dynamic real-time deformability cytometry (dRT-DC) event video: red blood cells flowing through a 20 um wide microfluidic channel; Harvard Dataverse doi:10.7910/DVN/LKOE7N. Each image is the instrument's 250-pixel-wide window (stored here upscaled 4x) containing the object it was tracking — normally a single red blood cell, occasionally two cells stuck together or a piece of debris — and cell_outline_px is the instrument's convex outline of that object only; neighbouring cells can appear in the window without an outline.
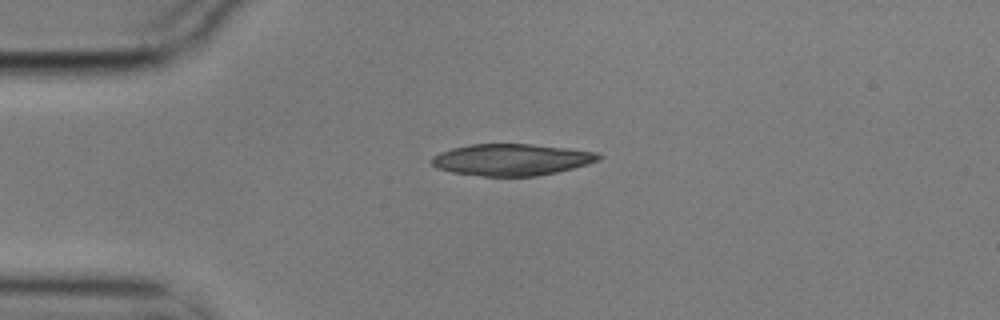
{"species": "common noctule bat (a hibernating species)", "species_latin": "Nyctalus noctula", "temperature_condition": "cold", "stored_images_in_passage": 4, "camera_frame_rate_fps": 3000, "um_per_image_px": 0.085, "animal": {"sex": "male", "body_mass_g": 17.9}, "frame": {"image": 1, "passage_image": 1, "time_ms": 0.0, "image_size_px": [1000, 320], "cell_outline_px": [[604, 156], [600, 160], [572, 168], [556, 172], [536, 176], [480, 176], [452, 172], [436, 168], [432, 164], [432, 156], [440, 152], [452, 148], [468, 144], [532, 144], [596, 152]], "centroid_in_image_um": [43.45, 13.57], "position_along_channel_um": 41.5, "area_um2": 30.69}}